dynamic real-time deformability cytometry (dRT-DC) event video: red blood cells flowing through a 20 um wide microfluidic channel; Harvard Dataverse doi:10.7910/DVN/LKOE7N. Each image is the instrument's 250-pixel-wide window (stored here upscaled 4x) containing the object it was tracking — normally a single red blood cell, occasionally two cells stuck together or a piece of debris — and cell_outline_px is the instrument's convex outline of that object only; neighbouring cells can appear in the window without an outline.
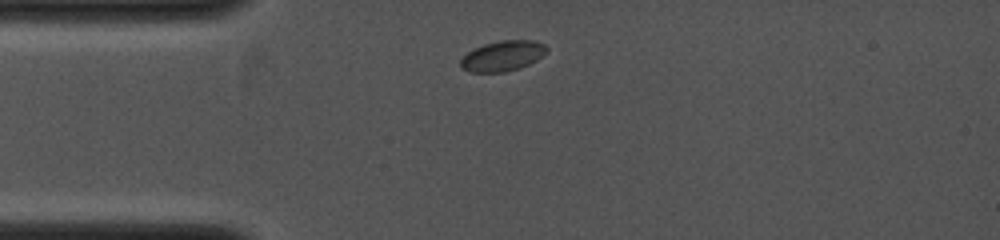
{"species": "common noctule bat (a hibernating species)", "species_latin": "Nyctalus noctula", "temperature_condition": "cold", "stored_images_in_passage": 5, "camera_frame_rate_fps": 4000, "um_per_image_px": 0.085, "animal": {"sex": "female", "body_mass_g": 19.0, "forearm_length_mm": 53.3}, "frame": {"image": 1, "passage_image": 1, "time_ms": 0.0, "image_size_px": [1000, 240], "cell_outline_px": [[548, 48], [536, 60], [520, 68], [504, 72], [468, 72], [460, 68], [460, 60], [468, 52], [484, 44], [500, 40], [532, 40], [544, 44]], "centroid_in_image_um": [42.69, 4.76], "position_along_channel_um": 42.3, "area_um2": 15.09}}
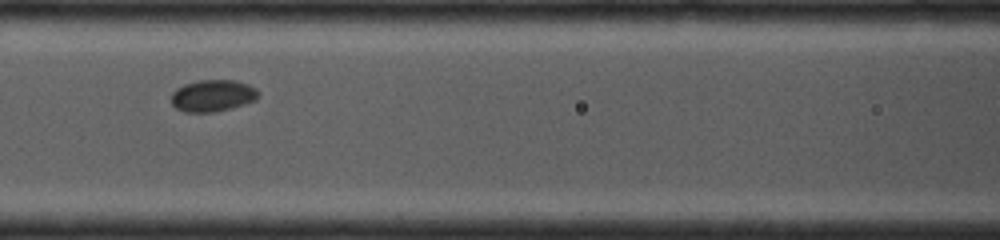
{"frame": {"image": 2, "passage_image": 4, "time_ms": 2.5, "image_size_px": [1000, 240], "cell_outline_px": [[256, 100], [228, 108], [212, 112], [184, 112], [176, 108], [172, 104], [172, 92], [176, 88], [184, 84], [200, 80], [236, 80], [248, 84], [256, 88]], "centroid_in_image_um": [18.03, 8.12], "position_along_channel_um": 148.6, "area_um2": 15.9}}
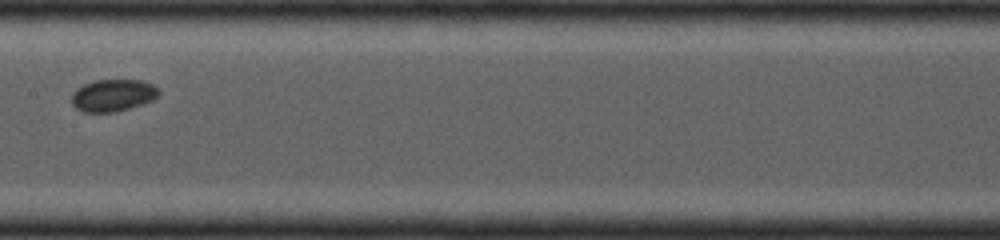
{"frame": {"image": 3, "passage_image": 5, "time_ms": 3.5, "image_size_px": [1000, 240], "cell_outline_px": [[160, 92], [152, 100], [128, 108], [112, 112], [84, 112], [76, 108], [72, 104], [72, 96], [84, 84], [96, 80], [140, 80], [152, 84]], "centroid_in_image_um": [9.6, 8.1], "position_along_channel_um": 197.8, "area_um2": 15.84}}